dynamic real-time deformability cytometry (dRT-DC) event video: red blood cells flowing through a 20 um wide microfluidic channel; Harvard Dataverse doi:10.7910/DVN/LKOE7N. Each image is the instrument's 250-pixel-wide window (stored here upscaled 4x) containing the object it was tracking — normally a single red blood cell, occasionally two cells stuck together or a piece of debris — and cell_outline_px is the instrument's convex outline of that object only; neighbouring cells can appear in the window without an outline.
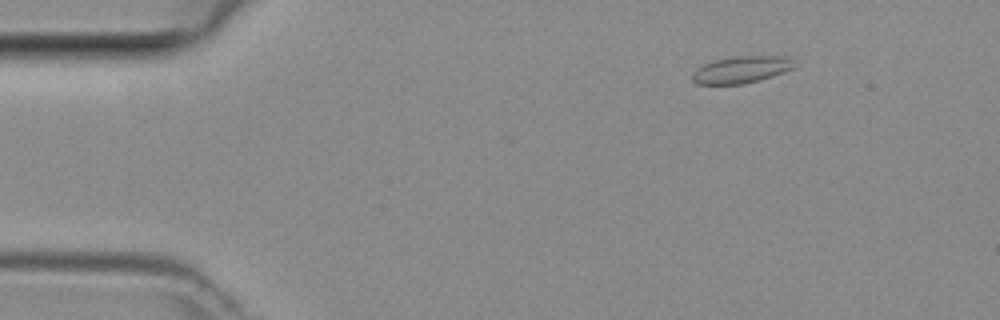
{"species": "common noctule bat (a hibernating species)", "species_latin": "Nyctalus noctula", "temperature_condition": "room temperature", "stored_images_in_passage": 44, "camera_frame_rate_fps": 3000, "um_per_image_px": 0.085, "animal": {"sex": "female", "body_mass_g": 29.2, "forearm_length_mm": 56.3}, "frame": {"image": 1, "passage_image": 3, "time_ms": 0.667, "image_size_px": [1000, 320], "cell_outline_px": [[792, 68], [784, 72], [760, 80], [744, 84], [696, 84], [692, 80], [692, 76], [696, 68], [704, 64], [716, 60], [736, 56], [788, 56], [792, 60]], "centroid_in_image_um": [62.99, 5.92], "position_along_channel_um": 22.0, "area_um2": 15.84}}
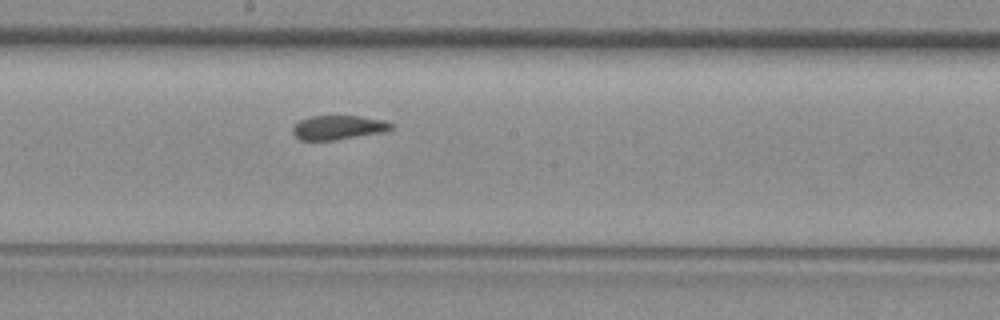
{"frame": {"image": 2, "passage_image": 22, "time_ms": 7.0, "image_size_px": [1000, 320], "cell_outline_px": [[396, 124], [392, 128], [384, 132], [332, 140], [300, 140], [292, 132], [292, 128], [300, 120], [312, 116], [360, 116], [384, 120]], "centroid_in_image_um": [28.78, 10.83], "position_along_channel_um": 219.4, "area_um2": 13.81}}
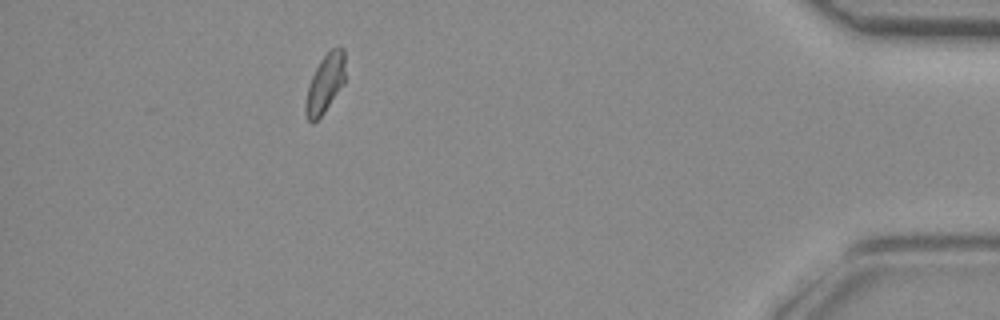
{"frame": {"image": 3, "passage_image": 39, "time_ms": 12.667, "image_size_px": [1000, 320], "cell_outline_px": [[344, 84], [324, 112], [312, 124], [308, 120], [304, 112], [304, 108], [308, 84], [320, 60], [332, 48], [340, 44], [344, 48]], "centroid_in_image_um": [27.62, 7.09], "position_along_channel_um": 407.6, "area_um2": 13.58}}